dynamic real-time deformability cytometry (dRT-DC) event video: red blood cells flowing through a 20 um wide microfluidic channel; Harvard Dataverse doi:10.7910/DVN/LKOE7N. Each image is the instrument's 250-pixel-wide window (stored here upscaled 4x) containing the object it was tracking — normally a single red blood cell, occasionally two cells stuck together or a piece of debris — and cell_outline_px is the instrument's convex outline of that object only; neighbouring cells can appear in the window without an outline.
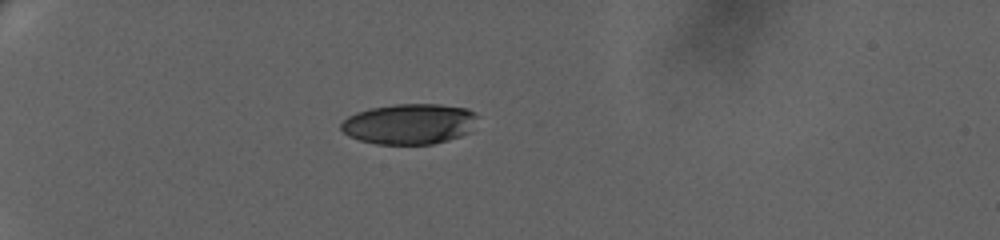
{"species": "human", "species_latin": "Homo sapiens", "temperature_condition": "warm", "stored_images_in_passage": 45, "camera_frame_rate_fps": 3000, "um_per_image_px": 0.085, "donor": {"sex": "female"}, "frame": {"image": 1, "passage_image": 1, "time_ms": 0.0, "image_size_px": [1000, 240], "cell_outline_px": [[480, 116], [472, 132], [448, 140], [432, 144], [376, 144], [360, 140], [348, 136], [340, 128], [340, 124], [348, 116], [356, 112], [368, 108], [396, 104], [440, 104], [468, 108], [476, 112]], "centroid_in_image_um": [34.85, 10.52], "position_along_channel_um": 50.1, "area_um2": 32.77}}
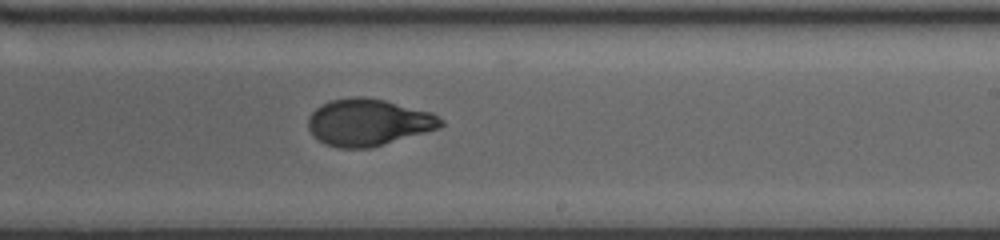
{"frame": {"image": 2, "passage_image": 24, "time_ms": 7.667, "image_size_px": [1000, 240], "cell_outline_px": [[444, 124], [440, 128], [372, 148], [336, 148], [324, 144], [308, 128], [308, 116], [320, 104], [332, 100], [352, 96], [364, 96], [384, 100], [432, 112], [444, 120]], "centroid_in_image_um": [31.32, 10.4], "position_along_channel_um": 257.7, "area_um2": 36.47}}
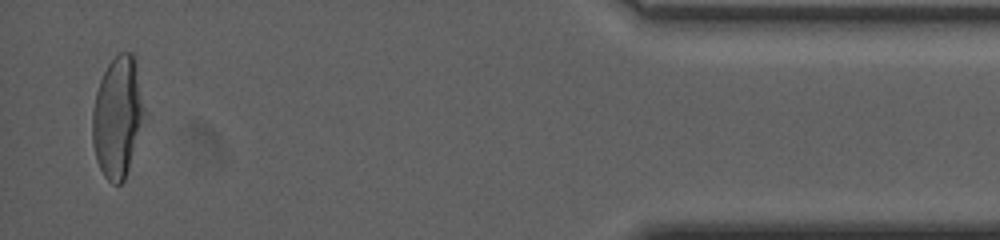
{"frame": {"image": 3, "passage_image": 44, "time_ms": 14.333, "image_size_px": [1000, 240], "cell_outline_px": [[144, 112], [128, 168], [124, 180], [120, 184], [112, 184], [104, 176], [96, 160], [92, 144], [92, 112], [96, 92], [100, 80], [108, 64], [120, 52], [132, 52], [136, 60], [144, 108]], "centroid_in_image_um": [9.96, 9.92], "position_along_channel_um": 425.2, "area_um2": 36.01}, "authors_computed_cell_mechanics": {"area_um2": 35.8938, "velocity_mm_per_s": 3.3303, "shape_relaxation_time_tau1_ms": 6.4511, "shape_relaxation_time_tau2_ms": 1.0686, "deformation_change_tau1": 0.2549, "deformation_change_tau2": 0.0558}}